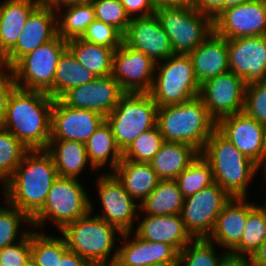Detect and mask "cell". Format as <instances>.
Listing matches in <instances>:
<instances>
[{"label": "cell", "instance_id": "6da1fadb", "mask_svg": "<svg viewBox=\"0 0 266 266\" xmlns=\"http://www.w3.org/2000/svg\"><path fill=\"white\" fill-rule=\"evenodd\" d=\"M58 177L53 159L45 149L29 150L3 184L6 203L32 218L43 207Z\"/></svg>", "mask_w": 266, "mask_h": 266}, {"label": "cell", "instance_id": "7a4b0ae2", "mask_svg": "<svg viewBox=\"0 0 266 266\" xmlns=\"http://www.w3.org/2000/svg\"><path fill=\"white\" fill-rule=\"evenodd\" d=\"M53 101L45 92L16 87L9 97L1 127L29 150L46 149L51 138Z\"/></svg>", "mask_w": 266, "mask_h": 266}, {"label": "cell", "instance_id": "3957f363", "mask_svg": "<svg viewBox=\"0 0 266 266\" xmlns=\"http://www.w3.org/2000/svg\"><path fill=\"white\" fill-rule=\"evenodd\" d=\"M157 125L164 141L182 142L201 153L217 122L198 96L187 102L158 107Z\"/></svg>", "mask_w": 266, "mask_h": 266}, {"label": "cell", "instance_id": "277c9868", "mask_svg": "<svg viewBox=\"0 0 266 266\" xmlns=\"http://www.w3.org/2000/svg\"><path fill=\"white\" fill-rule=\"evenodd\" d=\"M211 165L214 182L232 198L245 197L259 166L240 152L217 129L200 153Z\"/></svg>", "mask_w": 266, "mask_h": 266}, {"label": "cell", "instance_id": "5b68a950", "mask_svg": "<svg viewBox=\"0 0 266 266\" xmlns=\"http://www.w3.org/2000/svg\"><path fill=\"white\" fill-rule=\"evenodd\" d=\"M92 204L90 202L87 215L69 223L60 232L68 250L76 252L92 266H109L117 259L118 247L114 248L116 239L121 241L115 235L118 233L121 236L123 233L102 218L96 215L92 217ZM112 250L114 254L110 256Z\"/></svg>", "mask_w": 266, "mask_h": 266}, {"label": "cell", "instance_id": "8992f818", "mask_svg": "<svg viewBox=\"0 0 266 266\" xmlns=\"http://www.w3.org/2000/svg\"><path fill=\"white\" fill-rule=\"evenodd\" d=\"M159 62L156 63V76L149 92L158 107L187 102L199 96L201 85L189 54L174 53Z\"/></svg>", "mask_w": 266, "mask_h": 266}, {"label": "cell", "instance_id": "52a82bcc", "mask_svg": "<svg viewBox=\"0 0 266 266\" xmlns=\"http://www.w3.org/2000/svg\"><path fill=\"white\" fill-rule=\"evenodd\" d=\"M158 106L149 93L124 92L106 116L116 143L124 152L145 131L157 125Z\"/></svg>", "mask_w": 266, "mask_h": 266}, {"label": "cell", "instance_id": "ba28073f", "mask_svg": "<svg viewBox=\"0 0 266 266\" xmlns=\"http://www.w3.org/2000/svg\"><path fill=\"white\" fill-rule=\"evenodd\" d=\"M78 178L58 177L52 184L43 207L31 218L41 228L46 220L61 231L66 225L90 212V197Z\"/></svg>", "mask_w": 266, "mask_h": 266}, {"label": "cell", "instance_id": "9c48e42d", "mask_svg": "<svg viewBox=\"0 0 266 266\" xmlns=\"http://www.w3.org/2000/svg\"><path fill=\"white\" fill-rule=\"evenodd\" d=\"M155 14L175 54H190L214 32V20L193 5L160 7Z\"/></svg>", "mask_w": 266, "mask_h": 266}, {"label": "cell", "instance_id": "30bf717a", "mask_svg": "<svg viewBox=\"0 0 266 266\" xmlns=\"http://www.w3.org/2000/svg\"><path fill=\"white\" fill-rule=\"evenodd\" d=\"M66 49L67 41L57 35L21 57L11 67L17 87L45 92L52 98L54 74L60 56Z\"/></svg>", "mask_w": 266, "mask_h": 266}, {"label": "cell", "instance_id": "8fae6325", "mask_svg": "<svg viewBox=\"0 0 266 266\" xmlns=\"http://www.w3.org/2000/svg\"><path fill=\"white\" fill-rule=\"evenodd\" d=\"M231 198L216 182L184 198L181 217L190 235L194 239L208 238L219 213Z\"/></svg>", "mask_w": 266, "mask_h": 266}, {"label": "cell", "instance_id": "7c38bea8", "mask_svg": "<svg viewBox=\"0 0 266 266\" xmlns=\"http://www.w3.org/2000/svg\"><path fill=\"white\" fill-rule=\"evenodd\" d=\"M246 83L232 71H227L206 80L200 86L199 97L210 116L220 119L243 112Z\"/></svg>", "mask_w": 266, "mask_h": 266}, {"label": "cell", "instance_id": "4fadbf2b", "mask_svg": "<svg viewBox=\"0 0 266 266\" xmlns=\"http://www.w3.org/2000/svg\"><path fill=\"white\" fill-rule=\"evenodd\" d=\"M97 187L103 213L96 216L117 227L122 233L132 232L134 221L140 217L137 211L140 204L135 203L113 173L101 174Z\"/></svg>", "mask_w": 266, "mask_h": 266}, {"label": "cell", "instance_id": "5bb4252c", "mask_svg": "<svg viewBox=\"0 0 266 266\" xmlns=\"http://www.w3.org/2000/svg\"><path fill=\"white\" fill-rule=\"evenodd\" d=\"M214 31L226 39L266 36V0H249L224 9L214 20Z\"/></svg>", "mask_w": 266, "mask_h": 266}, {"label": "cell", "instance_id": "9a60e30c", "mask_svg": "<svg viewBox=\"0 0 266 266\" xmlns=\"http://www.w3.org/2000/svg\"><path fill=\"white\" fill-rule=\"evenodd\" d=\"M156 63L143 52L124 42L113 54L112 77L124 92L149 93L154 80Z\"/></svg>", "mask_w": 266, "mask_h": 266}, {"label": "cell", "instance_id": "2e32d148", "mask_svg": "<svg viewBox=\"0 0 266 266\" xmlns=\"http://www.w3.org/2000/svg\"><path fill=\"white\" fill-rule=\"evenodd\" d=\"M216 129L259 167L266 168L264 125L240 112L220 119Z\"/></svg>", "mask_w": 266, "mask_h": 266}, {"label": "cell", "instance_id": "e0dca14e", "mask_svg": "<svg viewBox=\"0 0 266 266\" xmlns=\"http://www.w3.org/2000/svg\"><path fill=\"white\" fill-rule=\"evenodd\" d=\"M106 117L96 111L74 108L54 99L51 110L50 140L85 143Z\"/></svg>", "mask_w": 266, "mask_h": 266}, {"label": "cell", "instance_id": "ac0fdd59", "mask_svg": "<svg viewBox=\"0 0 266 266\" xmlns=\"http://www.w3.org/2000/svg\"><path fill=\"white\" fill-rule=\"evenodd\" d=\"M229 70L246 84L266 81V36L227 39Z\"/></svg>", "mask_w": 266, "mask_h": 266}, {"label": "cell", "instance_id": "d6986e66", "mask_svg": "<svg viewBox=\"0 0 266 266\" xmlns=\"http://www.w3.org/2000/svg\"><path fill=\"white\" fill-rule=\"evenodd\" d=\"M123 93L119 83L108 75L73 87L59 99L69 107L93 110L106 117L117 106Z\"/></svg>", "mask_w": 266, "mask_h": 266}, {"label": "cell", "instance_id": "ffe728a7", "mask_svg": "<svg viewBox=\"0 0 266 266\" xmlns=\"http://www.w3.org/2000/svg\"><path fill=\"white\" fill-rule=\"evenodd\" d=\"M57 12L41 2L29 15L15 46L7 53L11 68L21 57L58 35Z\"/></svg>", "mask_w": 266, "mask_h": 266}, {"label": "cell", "instance_id": "44dd1931", "mask_svg": "<svg viewBox=\"0 0 266 266\" xmlns=\"http://www.w3.org/2000/svg\"><path fill=\"white\" fill-rule=\"evenodd\" d=\"M123 42L130 48L143 52L155 63L174 54L169 37L156 14L131 18Z\"/></svg>", "mask_w": 266, "mask_h": 266}, {"label": "cell", "instance_id": "7402d4cb", "mask_svg": "<svg viewBox=\"0 0 266 266\" xmlns=\"http://www.w3.org/2000/svg\"><path fill=\"white\" fill-rule=\"evenodd\" d=\"M131 233L121 235L126 241L118 247L117 260L123 266H177L179 252L173 246L142 240L135 233L129 241Z\"/></svg>", "mask_w": 266, "mask_h": 266}, {"label": "cell", "instance_id": "603a6c76", "mask_svg": "<svg viewBox=\"0 0 266 266\" xmlns=\"http://www.w3.org/2000/svg\"><path fill=\"white\" fill-rule=\"evenodd\" d=\"M245 197L231 198L219 213L212 233L207 238L230 252L241 240L248 214L256 206Z\"/></svg>", "mask_w": 266, "mask_h": 266}, {"label": "cell", "instance_id": "cb8c5ba5", "mask_svg": "<svg viewBox=\"0 0 266 266\" xmlns=\"http://www.w3.org/2000/svg\"><path fill=\"white\" fill-rule=\"evenodd\" d=\"M135 234L142 240L167 243L178 252L194 239L186 230L181 214L146 215Z\"/></svg>", "mask_w": 266, "mask_h": 266}, {"label": "cell", "instance_id": "d4e9b609", "mask_svg": "<svg viewBox=\"0 0 266 266\" xmlns=\"http://www.w3.org/2000/svg\"><path fill=\"white\" fill-rule=\"evenodd\" d=\"M198 83L229 71L227 39L215 31L189 54Z\"/></svg>", "mask_w": 266, "mask_h": 266}, {"label": "cell", "instance_id": "484cf974", "mask_svg": "<svg viewBox=\"0 0 266 266\" xmlns=\"http://www.w3.org/2000/svg\"><path fill=\"white\" fill-rule=\"evenodd\" d=\"M125 191L139 204L157 187L160 179L150 163L136 162L122 158L112 172Z\"/></svg>", "mask_w": 266, "mask_h": 266}, {"label": "cell", "instance_id": "4316f807", "mask_svg": "<svg viewBox=\"0 0 266 266\" xmlns=\"http://www.w3.org/2000/svg\"><path fill=\"white\" fill-rule=\"evenodd\" d=\"M40 0H4L0 4V42L8 53L17 43L30 13Z\"/></svg>", "mask_w": 266, "mask_h": 266}, {"label": "cell", "instance_id": "83f0119b", "mask_svg": "<svg viewBox=\"0 0 266 266\" xmlns=\"http://www.w3.org/2000/svg\"><path fill=\"white\" fill-rule=\"evenodd\" d=\"M198 155L191 145L164 141L150 164L160 180H175Z\"/></svg>", "mask_w": 266, "mask_h": 266}, {"label": "cell", "instance_id": "f1b7e54d", "mask_svg": "<svg viewBox=\"0 0 266 266\" xmlns=\"http://www.w3.org/2000/svg\"><path fill=\"white\" fill-rule=\"evenodd\" d=\"M90 168L98 169L106 163L112 172L123 158V152L116 143L110 124L106 119L84 143Z\"/></svg>", "mask_w": 266, "mask_h": 266}, {"label": "cell", "instance_id": "f546056e", "mask_svg": "<svg viewBox=\"0 0 266 266\" xmlns=\"http://www.w3.org/2000/svg\"><path fill=\"white\" fill-rule=\"evenodd\" d=\"M52 157L59 177L78 178L89 164L85 144L72 140H49L45 149Z\"/></svg>", "mask_w": 266, "mask_h": 266}, {"label": "cell", "instance_id": "4dcf8cb0", "mask_svg": "<svg viewBox=\"0 0 266 266\" xmlns=\"http://www.w3.org/2000/svg\"><path fill=\"white\" fill-rule=\"evenodd\" d=\"M67 48L77 61L96 77L111 75L113 54L116 48L93 44L81 38L68 40Z\"/></svg>", "mask_w": 266, "mask_h": 266}, {"label": "cell", "instance_id": "1f68e13d", "mask_svg": "<svg viewBox=\"0 0 266 266\" xmlns=\"http://www.w3.org/2000/svg\"><path fill=\"white\" fill-rule=\"evenodd\" d=\"M97 77L84 68L67 48L58 61L52 85V98L59 99L69 89L89 83Z\"/></svg>", "mask_w": 266, "mask_h": 266}, {"label": "cell", "instance_id": "d6a6232c", "mask_svg": "<svg viewBox=\"0 0 266 266\" xmlns=\"http://www.w3.org/2000/svg\"><path fill=\"white\" fill-rule=\"evenodd\" d=\"M184 197L175 180H160L154 191L140 204L145 215L181 214Z\"/></svg>", "mask_w": 266, "mask_h": 266}, {"label": "cell", "instance_id": "836d02e7", "mask_svg": "<svg viewBox=\"0 0 266 266\" xmlns=\"http://www.w3.org/2000/svg\"><path fill=\"white\" fill-rule=\"evenodd\" d=\"M266 241V207L256 205L248 214L240 242L229 252L251 256Z\"/></svg>", "mask_w": 266, "mask_h": 266}, {"label": "cell", "instance_id": "e575fe53", "mask_svg": "<svg viewBox=\"0 0 266 266\" xmlns=\"http://www.w3.org/2000/svg\"><path fill=\"white\" fill-rule=\"evenodd\" d=\"M57 13L59 16L63 15L57 17L58 35L66 41L81 38L87 27L95 20L91 2L67 6L64 13Z\"/></svg>", "mask_w": 266, "mask_h": 266}, {"label": "cell", "instance_id": "d590c367", "mask_svg": "<svg viewBox=\"0 0 266 266\" xmlns=\"http://www.w3.org/2000/svg\"><path fill=\"white\" fill-rule=\"evenodd\" d=\"M184 198L214 183L210 163L199 155L175 179Z\"/></svg>", "mask_w": 266, "mask_h": 266}, {"label": "cell", "instance_id": "8d00e7d4", "mask_svg": "<svg viewBox=\"0 0 266 266\" xmlns=\"http://www.w3.org/2000/svg\"><path fill=\"white\" fill-rule=\"evenodd\" d=\"M67 250L64 237L31 231V260L37 266H58V260Z\"/></svg>", "mask_w": 266, "mask_h": 266}, {"label": "cell", "instance_id": "74e56055", "mask_svg": "<svg viewBox=\"0 0 266 266\" xmlns=\"http://www.w3.org/2000/svg\"><path fill=\"white\" fill-rule=\"evenodd\" d=\"M214 244L207 238L193 239L179 252L177 266H221L228 252L219 256Z\"/></svg>", "mask_w": 266, "mask_h": 266}, {"label": "cell", "instance_id": "f35d334b", "mask_svg": "<svg viewBox=\"0 0 266 266\" xmlns=\"http://www.w3.org/2000/svg\"><path fill=\"white\" fill-rule=\"evenodd\" d=\"M29 149L12 133L0 126V183L4 184Z\"/></svg>", "mask_w": 266, "mask_h": 266}, {"label": "cell", "instance_id": "ab89813d", "mask_svg": "<svg viewBox=\"0 0 266 266\" xmlns=\"http://www.w3.org/2000/svg\"><path fill=\"white\" fill-rule=\"evenodd\" d=\"M163 137L158 125L141 133L129 147L123 152V159L150 163L153 157L158 153Z\"/></svg>", "mask_w": 266, "mask_h": 266}, {"label": "cell", "instance_id": "60d3db41", "mask_svg": "<svg viewBox=\"0 0 266 266\" xmlns=\"http://www.w3.org/2000/svg\"><path fill=\"white\" fill-rule=\"evenodd\" d=\"M7 205L8 208L0 206V249L14 244L17 237L24 238L30 232L23 230L20 234L18 231L20 224L25 222L32 225V219L26 213L8 203Z\"/></svg>", "mask_w": 266, "mask_h": 266}, {"label": "cell", "instance_id": "b9f144b4", "mask_svg": "<svg viewBox=\"0 0 266 266\" xmlns=\"http://www.w3.org/2000/svg\"><path fill=\"white\" fill-rule=\"evenodd\" d=\"M95 19L117 28L123 35L127 31L131 18L120 0H92Z\"/></svg>", "mask_w": 266, "mask_h": 266}, {"label": "cell", "instance_id": "7bdbcfd3", "mask_svg": "<svg viewBox=\"0 0 266 266\" xmlns=\"http://www.w3.org/2000/svg\"><path fill=\"white\" fill-rule=\"evenodd\" d=\"M243 112L258 123L266 124V81L246 84Z\"/></svg>", "mask_w": 266, "mask_h": 266}, {"label": "cell", "instance_id": "ee69618b", "mask_svg": "<svg viewBox=\"0 0 266 266\" xmlns=\"http://www.w3.org/2000/svg\"><path fill=\"white\" fill-rule=\"evenodd\" d=\"M81 39L108 48H118L123 44V34L117 28L96 19L87 27Z\"/></svg>", "mask_w": 266, "mask_h": 266}, {"label": "cell", "instance_id": "f6af8a7d", "mask_svg": "<svg viewBox=\"0 0 266 266\" xmlns=\"http://www.w3.org/2000/svg\"><path fill=\"white\" fill-rule=\"evenodd\" d=\"M31 261V231L16 243L0 249V266H27Z\"/></svg>", "mask_w": 266, "mask_h": 266}, {"label": "cell", "instance_id": "bcb514c9", "mask_svg": "<svg viewBox=\"0 0 266 266\" xmlns=\"http://www.w3.org/2000/svg\"><path fill=\"white\" fill-rule=\"evenodd\" d=\"M16 87L12 69H0V126L5 118L9 97Z\"/></svg>", "mask_w": 266, "mask_h": 266}, {"label": "cell", "instance_id": "7dc6e473", "mask_svg": "<svg viewBox=\"0 0 266 266\" xmlns=\"http://www.w3.org/2000/svg\"><path fill=\"white\" fill-rule=\"evenodd\" d=\"M120 2L130 18H135V14L138 13H141L138 17H147L156 12L153 0H120Z\"/></svg>", "mask_w": 266, "mask_h": 266}, {"label": "cell", "instance_id": "c3c4849f", "mask_svg": "<svg viewBox=\"0 0 266 266\" xmlns=\"http://www.w3.org/2000/svg\"><path fill=\"white\" fill-rule=\"evenodd\" d=\"M193 7L215 20L225 9V0H194Z\"/></svg>", "mask_w": 266, "mask_h": 266}, {"label": "cell", "instance_id": "681fc988", "mask_svg": "<svg viewBox=\"0 0 266 266\" xmlns=\"http://www.w3.org/2000/svg\"><path fill=\"white\" fill-rule=\"evenodd\" d=\"M58 266H92L76 252L67 250L58 260Z\"/></svg>", "mask_w": 266, "mask_h": 266}, {"label": "cell", "instance_id": "f907efd6", "mask_svg": "<svg viewBox=\"0 0 266 266\" xmlns=\"http://www.w3.org/2000/svg\"><path fill=\"white\" fill-rule=\"evenodd\" d=\"M249 258V259H248ZM221 266H255L251 256H236L228 253Z\"/></svg>", "mask_w": 266, "mask_h": 266}, {"label": "cell", "instance_id": "816d5d0a", "mask_svg": "<svg viewBox=\"0 0 266 266\" xmlns=\"http://www.w3.org/2000/svg\"><path fill=\"white\" fill-rule=\"evenodd\" d=\"M91 1L92 0H46L45 3L55 12H58L59 10H63L64 6L67 7L71 5L90 3Z\"/></svg>", "mask_w": 266, "mask_h": 266}, {"label": "cell", "instance_id": "f5cc1de1", "mask_svg": "<svg viewBox=\"0 0 266 266\" xmlns=\"http://www.w3.org/2000/svg\"><path fill=\"white\" fill-rule=\"evenodd\" d=\"M157 8L160 7H185L193 5L194 0H153Z\"/></svg>", "mask_w": 266, "mask_h": 266}, {"label": "cell", "instance_id": "db71d44e", "mask_svg": "<svg viewBox=\"0 0 266 266\" xmlns=\"http://www.w3.org/2000/svg\"><path fill=\"white\" fill-rule=\"evenodd\" d=\"M255 266H266V241L251 255Z\"/></svg>", "mask_w": 266, "mask_h": 266}, {"label": "cell", "instance_id": "11a10c76", "mask_svg": "<svg viewBox=\"0 0 266 266\" xmlns=\"http://www.w3.org/2000/svg\"><path fill=\"white\" fill-rule=\"evenodd\" d=\"M9 68L7 53L3 50L0 42V69Z\"/></svg>", "mask_w": 266, "mask_h": 266}, {"label": "cell", "instance_id": "9f6ffc18", "mask_svg": "<svg viewBox=\"0 0 266 266\" xmlns=\"http://www.w3.org/2000/svg\"><path fill=\"white\" fill-rule=\"evenodd\" d=\"M247 1L249 0H225V9L232 6H237L239 4H243L244 2Z\"/></svg>", "mask_w": 266, "mask_h": 266}, {"label": "cell", "instance_id": "6f0895ef", "mask_svg": "<svg viewBox=\"0 0 266 266\" xmlns=\"http://www.w3.org/2000/svg\"><path fill=\"white\" fill-rule=\"evenodd\" d=\"M109 266H123L117 259Z\"/></svg>", "mask_w": 266, "mask_h": 266}, {"label": "cell", "instance_id": "680465c9", "mask_svg": "<svg viewBox=\"0 0 266 266\" xmlns=\"http://www.w3.org/2000/svg\"><path fill=\"white\" fill-rule=\"evenodd\" d=\"M27 266H37L32 260L27 264Z\"/></svg>", "mask_w": 266, "mask_h": 266}, {"label": "cell", "instance_id": "91938a15", "mask_svg": "<svg viewBox=\"0 0 266 266\" xmlns=\"http://www.w3.org/2000/svg\"><path fill=\"white\" fill-rule=\"evenodd\" d=\"M264 133H265V144H266V124L264 125Z\"/></svg>", "mask_w": 266, "mask_h": 266}, {"label": "cell", "instance_id": "94428289", "mask_svg": "<svg viewBox=\"0 0 266 266\" xmlns=\"http://www.w3.org/2000/svg\"><path fill=\"white\" fill-rule=\"evenodd\" d=\"M263 170H264V173H265V176H266V168H264ZM265 178H266V177H265ZM265 207H266V205H265Z\"/></svg>", "mask_w": 266, "mask_h": 266}]
</instances>
